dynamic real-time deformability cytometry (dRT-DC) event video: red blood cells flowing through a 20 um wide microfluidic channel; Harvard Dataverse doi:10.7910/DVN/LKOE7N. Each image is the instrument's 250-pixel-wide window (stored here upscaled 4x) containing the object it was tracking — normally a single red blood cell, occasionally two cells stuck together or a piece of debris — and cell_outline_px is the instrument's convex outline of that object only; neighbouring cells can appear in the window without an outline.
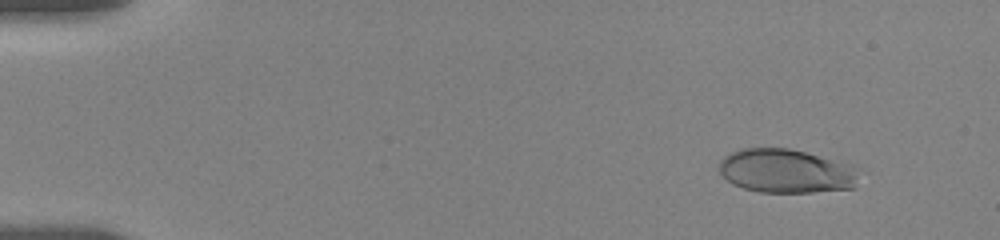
{"species": "human", "species_latin": "Homo sapiens", "temperature_condition": "room temperature", "stored_images_in_passage": 7, "camera_frame_rate_fps": 3000, "um_per_image_px": 0.085, "donor": {"sex": "female"}, "frame": {"image": 1, "passage_image": 2, "time_ms": 1.0, "image_size_px": [1000, 240], "cell_outline_px": [[856, 188], [812, 192], [760, 192], [744, 188], [732, 184], [716, 168], [720, 160], [724, 156], [740, 148], [788, 148], [856, 164]], "centroid_in_image_um": [66.82, 14.53], "position_along_channel_um": 18.2, "area_um2": 36.13}}
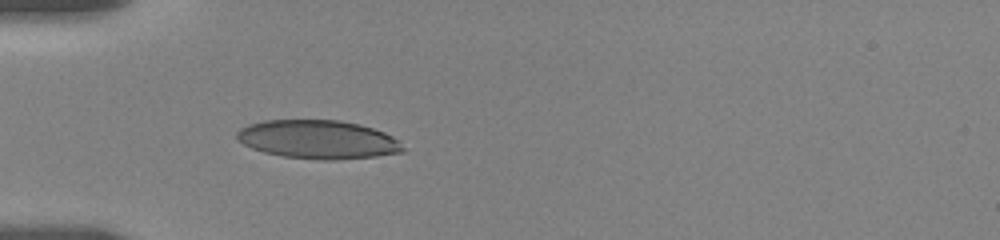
{"frame": {"image": 2, "passage_image": 6, "time_ms": 5.0, "image_size_px": [1000, 240], "cell_outline_px": [[404, 152], [376, 156], [332, 160], [320, 160], [284, 156], [264, 152], [252, 148], [236, 140], [236, 132], [240, 128], [248, 124], [264, 120], [340, 120], [360, 124], [384, 132], [392, 136], [404, 148]], "centroid_in_image_um": [27.0, 11.85], "position_along_channel_um": 58.0, "area_um2": 37.34}}